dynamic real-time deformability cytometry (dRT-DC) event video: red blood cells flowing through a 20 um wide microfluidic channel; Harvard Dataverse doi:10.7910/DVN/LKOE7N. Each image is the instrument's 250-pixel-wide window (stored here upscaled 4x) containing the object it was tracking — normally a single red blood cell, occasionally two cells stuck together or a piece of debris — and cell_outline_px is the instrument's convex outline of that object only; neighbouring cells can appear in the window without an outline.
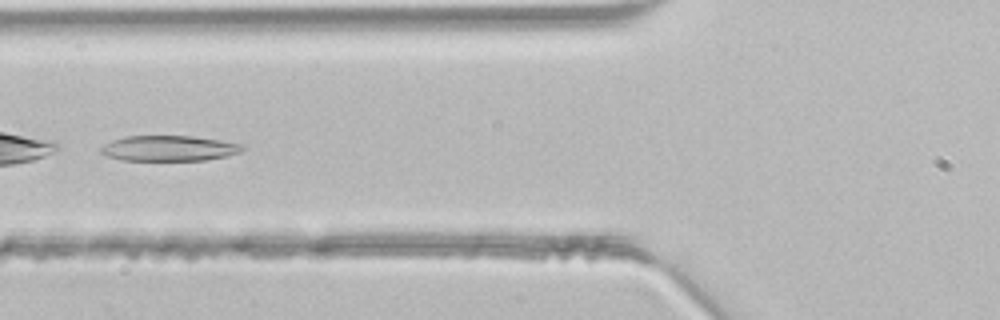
{"species": "common noctule bat (a hibernating species)", "species_latin": "Nyctalus noctula", "temperature_condition": "room temperature", "stored_images_in_passage": 43, "camera_frame_rate_fps": 3000, "um_per_image_px": 0.085, "animal": {"sex": "male", "body_mass_g": 21.5, "forearm_length_mm": 52.0}, "frame": {"image": 1, "passage_image": 16, "time_ms": 5.0, "image_size_px": [1000, 320], "cell_outline_px": [[244, 148], [240, 152], [228, 156], [204, 160], [120, 160], [108, 156], [100, 152], [100, 148], [104, 144], [112, 140], [128, 136], [192, 136], [220, 140], [244, 144]], "centroid_in_image_um": [14.38, 12.6], "position_along_channel_um": 111.4, "area_um2": 20.98}}
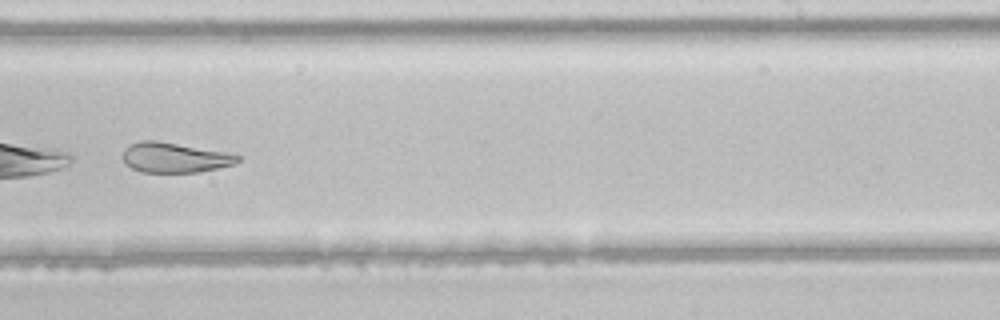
{"frame": {"image": 2, "passage_image": 27, "time_ms": 8.667, "image_size_px": [1000, 320], "cell_outline_px": [[240, 160], [236, 164], [200, 172], [140, 172], [124, 164], [120, 156], [124, 148], [128, 144], [140, 140], [156, 140], [228, 152], [240, 156]], "centroid_in_image_um": [14.8, 13.38], "position_along_channel_um": 274.2, "area_um2": 20.58}}
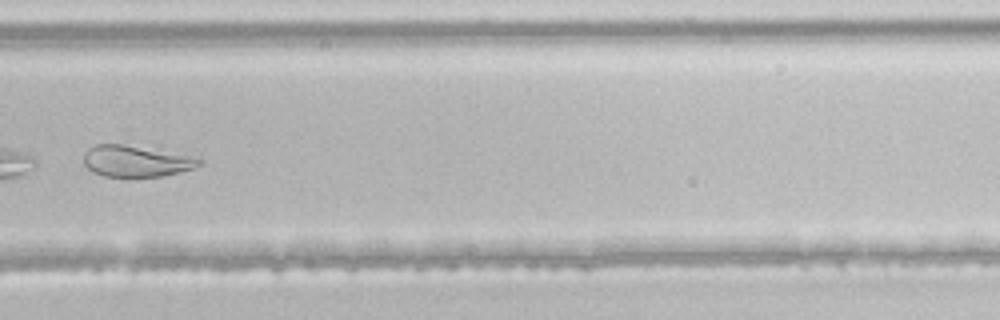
{"frame": {"image": 3, "passage_image": 30, "time_ms": 9.667, "image_size_px": [1000, 320], "cell_outline_px": [[204, 160], [200, 164], [192, 168], [180, 172], [160, 176], [104, 176], [92, 172], [84, 164], [84, 152], [88, 148], [96, 144], [120, 144], [188, 156]], "centroid_in_image_um": [11.49, 13.7], "position_along_channel_um": 318.3, "area_um2": 20.46}}